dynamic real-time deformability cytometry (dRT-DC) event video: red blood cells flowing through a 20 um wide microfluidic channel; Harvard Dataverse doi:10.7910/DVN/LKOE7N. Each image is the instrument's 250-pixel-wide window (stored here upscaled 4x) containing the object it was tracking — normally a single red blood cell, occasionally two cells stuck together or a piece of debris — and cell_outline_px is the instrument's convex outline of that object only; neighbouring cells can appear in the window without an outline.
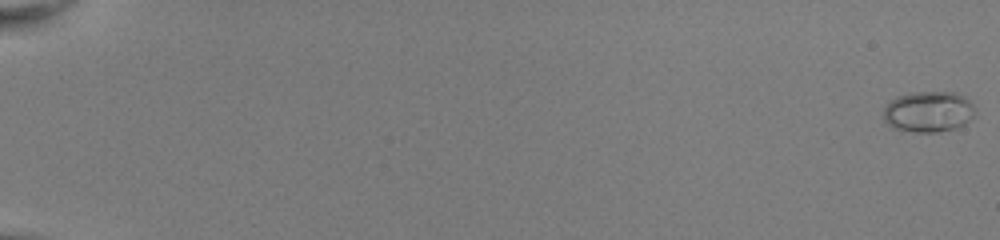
{"species": "common noctule bat (a hibernating species)", "species_latin": "Nyctalus noctula", "temperature_condition": "room temperature", "stored_images_in_passage": 53, "camera_frame_rate_fps": 3000, "um_per_image_px": 0.085, "animal": {"sex": "female", "body_mass_g": 22.0, "forearm_length_mm": 56.7}, "frame": {"image": 1, "passage_image": 1, "time_ms": 0.0, "image_size_px": [1000, 240], "cell_outline_px": [[976, 112], [964, 124], [956, 128], [936, 132], [916, 132], [896, 128], [888, 124], [884, 120], [884, 108], [888, 100], [896, 96], [912, 92], [956, 92], [964, 96], [976, 108]], "centroid_in_image_um": [78.91, 9.47], "position_along_channel_um": 6.1, "area_um2": 21.91}}
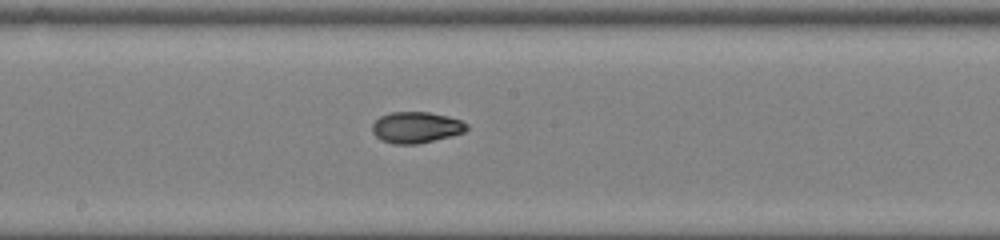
{"frame": {"image": 2, "passage_image": 32, "time_ms": 10.333, "image_size_px": [1000, 240], "cell_outline_px": [[468, 128], [464, 132], [416, 144], [392, 144], [380, 140], [372, 132], [372, 124], [380, 116], [388, 112], [428, 112], [448, 116], [460, 120], [468, 124]], "centroid_in_image_um": [35.33, 10.82], "position_along_channel_um": 212.9, "area_um2": 17.11}}
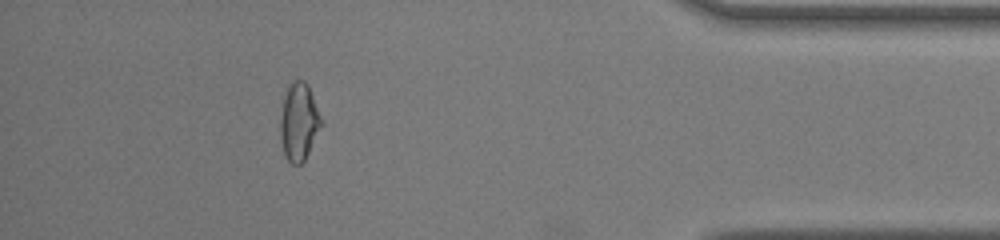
{"frame": {"image": 3, "passage_image": 49, "time_ms": 16.0, "image_size_px": [1000, 240], "cell_outline_px": [[324, 124], [304, 160], [300, 164], [292, 164], [288, 160], [284, 152], [280, 140], [280, 120], [284, 96], [288, 84], [292, 80], [304, 80], [308, 84], [324, 120]], "centroid_in_image_um": [25.44, 10.32], "position_along_channel_um": 409.8, "area_um2": 18.9}, "authors_computed_cell_mechanics": {"area_um2": 17.6868, "velocity_mm_per_s": 4.063, "shape_relaxation_time_tau1_ms": 5.9599, "shape_relaxation_time_tau2_ms": 1.8268, "deformation_change_tau1": 0.1826, "deformation_change_tau2": 0.0547}}